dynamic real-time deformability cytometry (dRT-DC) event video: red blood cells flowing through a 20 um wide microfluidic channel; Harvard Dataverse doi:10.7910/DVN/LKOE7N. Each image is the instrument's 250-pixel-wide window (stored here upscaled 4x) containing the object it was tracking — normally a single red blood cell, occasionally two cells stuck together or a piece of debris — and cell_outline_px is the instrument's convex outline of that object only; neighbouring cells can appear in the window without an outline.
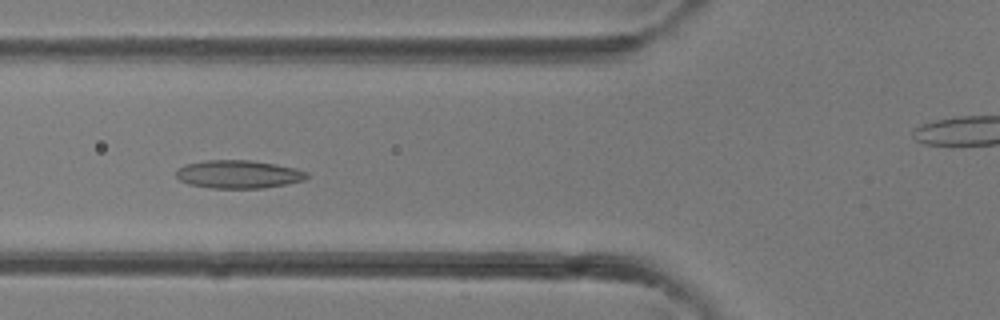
{"species": "common noctule bat (a hibernating species)", "species_latin": "Nyctalus noctula", "temperature_condition": "room temperature", "stored_images_in_passage": 41, "camera_frame_rate_fps": 3000, "um_per_image_px": 0.085, "animal": {"sex": "female"}, "frame": {"image": 1, "passage_image": 15, "time_ms": 4.667, "image_size_px": [1000, 320], "cell_outline_px": [[308, 176], [304, 180], [288, 184], [264, 188], [208, 188], [188, 184], [180, 180], [176, 176], [176, 172], [184, 164], [208, 160], [248, 160], [276, 164], [296, 168], [308, 172]], "centroid_in_image_um": [20.28, 14.82], "position_along_channel_um": 105.5, "area_um2": 21.5}}
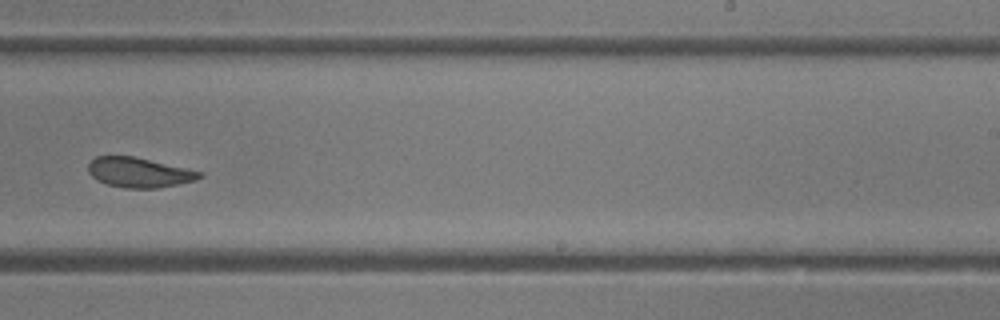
{"frame": {"image": 2, "passage_image": 25, "time_ms": 8.0, "image_size_px": [1000, 320], "cell_outline_px": [[204, 176], [196, 180], [156, 188], [124, 188], [108, 184], [96, 180], [88, 172], [88, 164], [96, 156], [132, 156], [204, 172]], "centroid_in_image_um": [11.82, 14.66], "position_along_channel_um": 277.2, "area_um2": 19.25}}
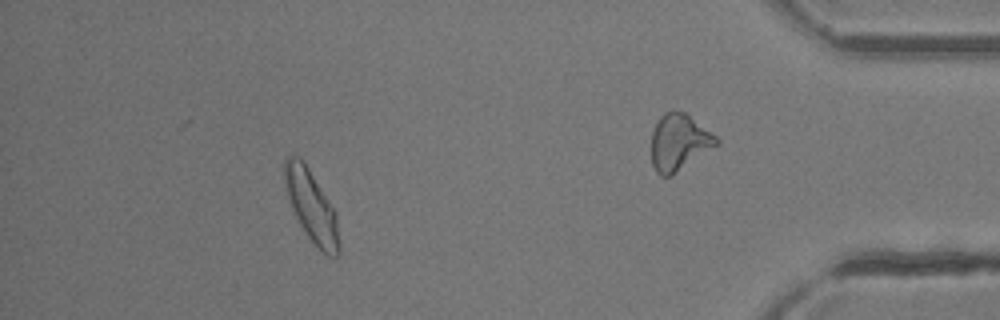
{"frame": {"image": 3, "passage_image": 36, "time_ms": 11.667, "image_size_px": [1000, 320], "cell_outline_px": [[340, 256], [328, 256], [308, 236], [300, 224], [292, 208], [288, 196], [284, 180], [284, 160], [288, 156], [300, 156], [304, 160], [336, 212], [340, 244]], "centroid_in_image_um": [26.49, 17.5], "position_along_channel_um": 408.7, "area_um2": 22.54}}